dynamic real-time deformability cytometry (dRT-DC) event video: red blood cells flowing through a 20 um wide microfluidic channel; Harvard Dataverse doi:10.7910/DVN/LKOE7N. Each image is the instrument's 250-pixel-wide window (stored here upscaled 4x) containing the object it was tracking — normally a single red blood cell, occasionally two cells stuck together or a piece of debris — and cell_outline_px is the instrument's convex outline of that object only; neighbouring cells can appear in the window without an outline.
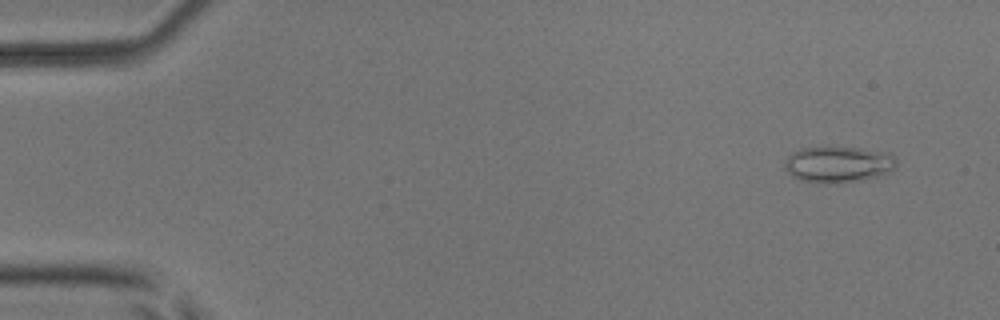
{"species": "common noctule bat (a hibernating species)", "species_latin": "Nyctalus noctula", "temperature_condition": "room temperature", "stored_images_in_passage": 50, "camera_frame_rate_fps": 3000, "um_per_image_px": 0.085, "animal": {"sex": "male", "body_mass_g": 17.9, "forearm_length_mm": 54.2}, "frame": {"image": 1, "passage_image": 1, "time_ms": 0.0, "image_size_px": [1000, 320], "cell_outline_px": [[896, 164], [888, 172], [880, 176], [860, 180], [836, 184], [816, 184], [800, 180], [792, 176], [784, 168], [784, 164], [788, 156], [792, 152], [800, 148], [860, 148], [892, 152], [896, 160]], "centroid_in_image_um": [71.24, 13.99], "position_along_channel_um": 13.8, "area_um2": 23.81}}
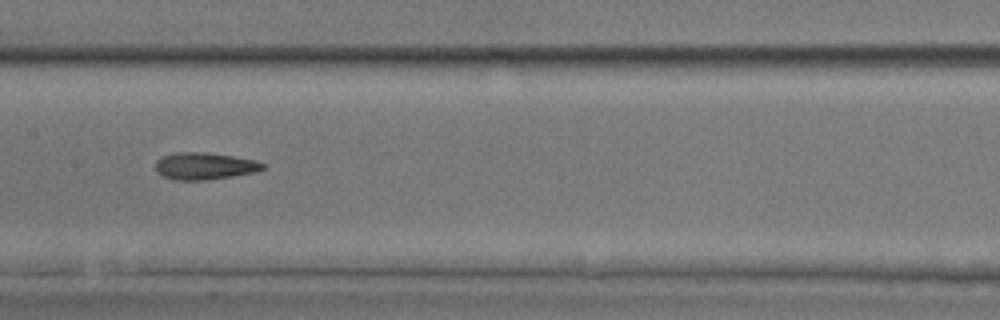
{"frame": {"image": 2, "passage_image": 24, "time_ms": 7.667, "image_size_px": [1000, 320], "cell_outline_px": [[264, 168], [256, 172], [232, 176], [204, 180], [176, 180], [164, 176], [156, 172], [156, 160], [164, 156], [176, 152], [204, 152], [232, 156], [256, 160], [264, 164]], "centroid_in_image_um": [17.38, 14.11], "position_along_channel_um": 190.0, "area_um2": 16.76}}
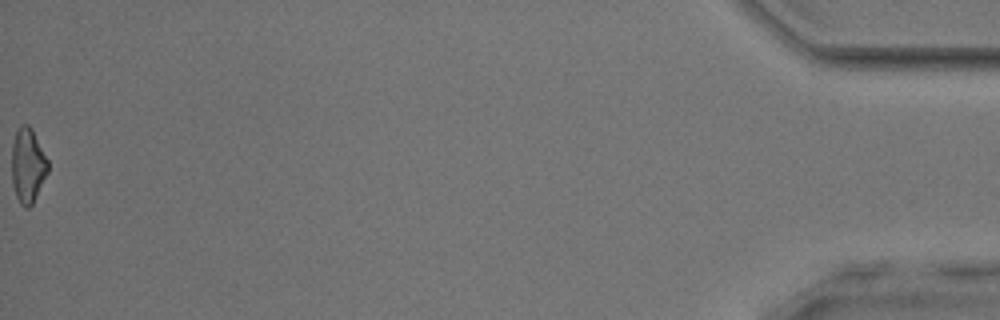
{"frame": {"image": 3, "passage_image": 50, "time_ms": 16.333, "image_size_px": [1000, 320], "cell_outline_px": [[48, 172], [32, 204], [28, 208], [24, 208], [20, 204], [16, 196], [12, 184], [12, 144], [16, 128], [20, 124], [28, 124], [32, 128], [48, 160]], "centroid_in_image_um": [2.35, 14.04], "position_along_channel_um": 432.9, "area_um2": 15.9}, "authors_computed_cell_mechanics": {"area_um2": 16.7331, "velocity_mm_per_s": 3.9564, "shape_relaxation_time_tau1_ms": 3.3175, "shape_relaxation_time_tau2_ms": 3.8759, "deformation_change_tau1": 0.124, "deformation_change_tau2": 0.1075}}